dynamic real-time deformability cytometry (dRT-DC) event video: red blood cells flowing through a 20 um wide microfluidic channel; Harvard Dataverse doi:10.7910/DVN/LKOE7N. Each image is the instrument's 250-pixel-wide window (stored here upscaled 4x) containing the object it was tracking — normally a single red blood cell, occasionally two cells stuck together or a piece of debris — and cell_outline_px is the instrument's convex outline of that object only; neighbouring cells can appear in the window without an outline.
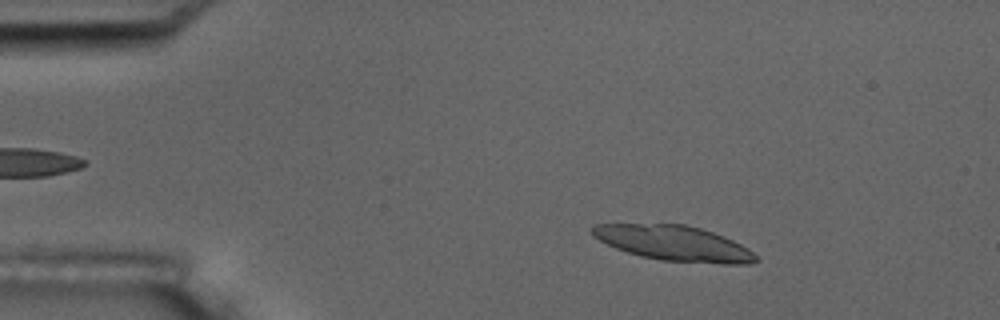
{"species": "common noctule bat (a hibernating species)", "species_latin": "Nyctalus noctula", "temperature_condition": "room temperature", "stored_images_in_passage": 4, "camera_frame_rate_fps": 3000, "um_per_image_px": 0.085, "animal": {"sex": "male", "body_mass_g": 17.5, "forearm_length_mm": 52.3}, "frame": {"image": 1, "passage_image": 1, "time_ms": 0.0, "image_size_px": [1000, 320], "cell_outline_px": [[756, 260], [752, 264], [724, 264], [660, 260], [640, 256], [616, 248], [592, 236], [592, 224], [684, 224], [700, 228], [712, 232], [732, 240], [748, 248], [756, 256]], "centroid_in_image_um": [57.27, 20.67], "position_along_channel_um": 27.7, "area_um2": 33.23}}